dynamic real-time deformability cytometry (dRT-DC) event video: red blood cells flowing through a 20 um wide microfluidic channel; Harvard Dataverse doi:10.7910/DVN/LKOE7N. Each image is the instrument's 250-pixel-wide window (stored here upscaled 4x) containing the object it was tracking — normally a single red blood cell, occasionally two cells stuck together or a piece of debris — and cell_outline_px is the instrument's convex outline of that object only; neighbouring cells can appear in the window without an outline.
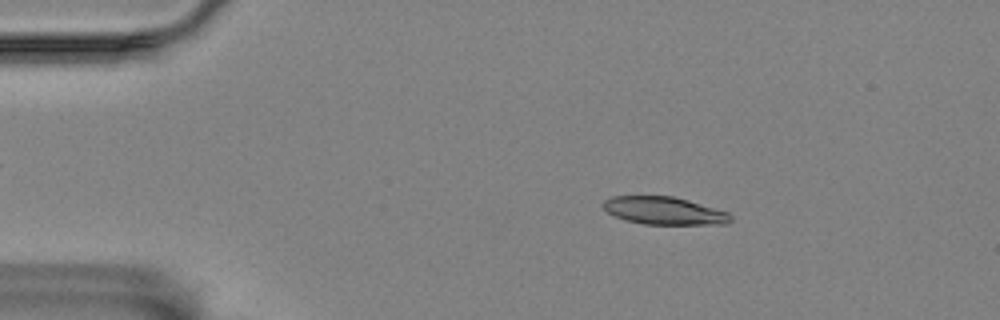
{"species": "Egyptian fruit bat (a non-hibernating species)", "species_latin": "Rousettus aegyptiacus", "temperature_condition": "room temperature", "stored_images_in_passage": 57, "camera_frame_rate_fps": 3000, "um_per_image_px": 0.085, "animal": {"sex": "female"}, "frame": {"image": 1, "passage_image": 9, "time_ms": 2.667, "image_size_px": [1000, 320], "cell_outline_px": [[732, 220], [728, 224], [644, 224], [624, 220], [608, 212], [600, 204], [604, 200], [612, 196], [672, 196], [688, 200], [728, 212], [732, 216]], "centroid_in_image_um": [56.44, 17.91], "position_along_channel_um": 28.6, "area_um2": 20.58}}
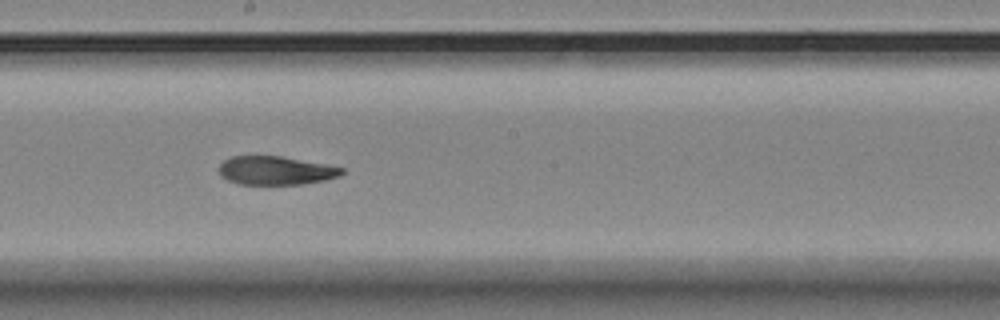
{"frame": {"image": 2, "passage_image": 31, "time_ms": 10.0, "image_size_px": [1000, 320], "cell_outline_px": [[344, 172], [340, 176], [324, 180], [304, 184], [240, 184], [228, 180], [220, 176], [220, 164], [224, 160], [232, 156], [280, 156], [324, 164], [344, 168]], "centroid_in_image_um": [23.43, 14.5], "position_along_channel_um": 224.8, "area_um2": 20.29}}
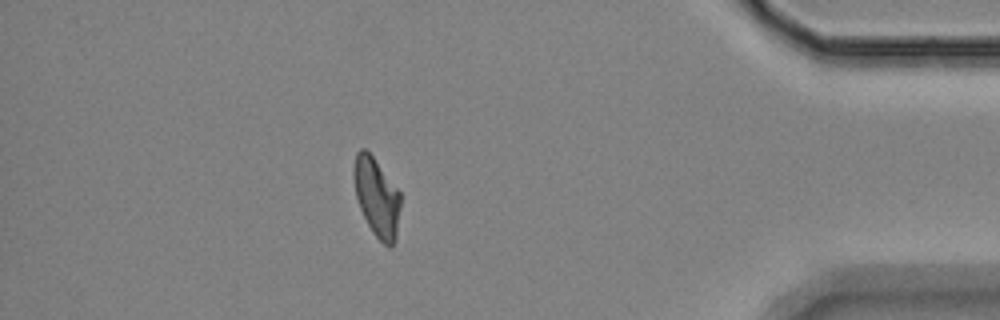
{"frame": {"image": 3, "passage_image": 50, "time_ms": 16.333, "image_size_px": [1000, 320], "cell_outline_px": [[400, 208], [396, 236], [392, 248], [388, 248], [372, 232], [360, 208], [356, 196], [352, 176], [352, 168], [356, 152], [360, 148], [364, 148], [372, 156], [400, 192]], "centroid_in_image_um": [32.0, 16.76], "position_along_channel_um": 403.2, "area_um2": 21.39}, "authors_computed_cell_mechanics": {"area_um2": 21.6172, "velocity_mm_per_s": 3.4497, "shape_relaxation_time_tau1_ms": null, "shape_relaxation_time_tau2_ms": 6.2622, "deformation_change_tau1": null, "deformation_change_tau2": 0.1315}}